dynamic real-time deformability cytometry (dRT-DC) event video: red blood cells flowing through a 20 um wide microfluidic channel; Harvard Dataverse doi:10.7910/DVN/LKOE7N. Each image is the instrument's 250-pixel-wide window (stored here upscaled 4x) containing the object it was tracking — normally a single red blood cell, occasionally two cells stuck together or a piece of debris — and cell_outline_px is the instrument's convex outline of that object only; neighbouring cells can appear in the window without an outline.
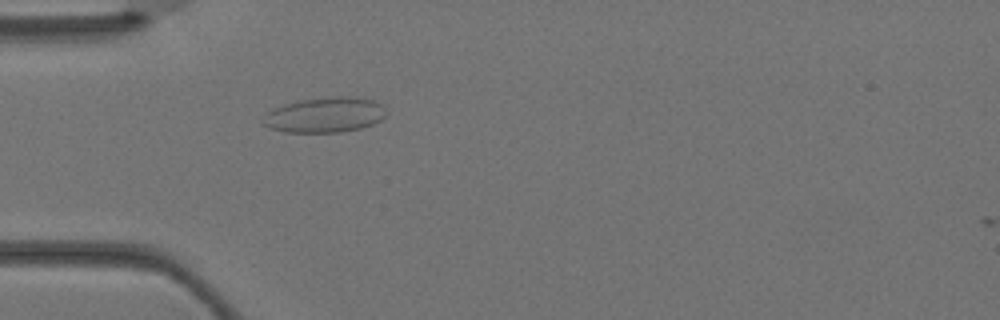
{"species": "Egyptian fruit bat (a non-hibernating species)", "species_latin": "Rousettus aegyptiacus", "temperature_condition": "warm", "stored_images_in_passage": 4, "camera_frame_rate_fps": 3000, "um_per_image_px": 0.085, "animal": {"sex": "female"}, "frame": {"image": 1, "passage_image": 4, "time_ms": 1.0, "image_size_px": [1000, 320], "cell_outline_px": [[388, 112], [380, 120], [372, 124], [360, 128], [340, 132], [284, 132], [268, 128], [260, 124], [260, 120], [272, 108], [284, 104], [300, 100], [328, 96], [356, 96], [372, 100], [380, 104]], "centroid_in_image_um": [27.56, 9.76], "position_along_channel_um": 57.4, "area_um2": 25.61}}